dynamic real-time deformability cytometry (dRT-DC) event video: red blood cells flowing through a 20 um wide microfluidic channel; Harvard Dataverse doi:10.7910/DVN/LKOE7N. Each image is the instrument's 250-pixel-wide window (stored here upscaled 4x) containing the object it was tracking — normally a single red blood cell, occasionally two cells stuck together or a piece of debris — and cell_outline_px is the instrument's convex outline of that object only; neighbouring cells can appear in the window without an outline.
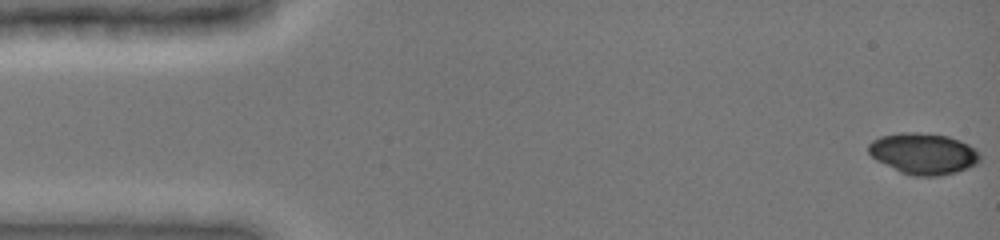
{"species": "common noctule bat (a hibernating species)", "species_latin": "Nyctalus noctula", "temperature_condition": "cold", "stored_images_in_passage": 48, "camera_frame_rate_fps": 3000, "um_per_image_px": 0.085, "animal": {"sex": "female", "body_mass_g": 19.0, "forearm_length_mm": 51.5}, "frame": {"image": 1, "passage_image": 1, "time_ms": 0.0, "image_size_px": [1000, 240], "cell_outline_px": [[980, 160], [976, 164], [968, 168], [956, 172], [940, 176], [912, 176], [900, 172], [876, 160], [868, 152], [868, 144], [872, 140], [880, 136], [900, 132], [916, 132], [948, 136], [960, 140], [976, 148], [980, 152]], "centroid_in_image_um": [78.49, 13.06], "position_along_channel_um": 6.5, "area_um2": 26.99}}
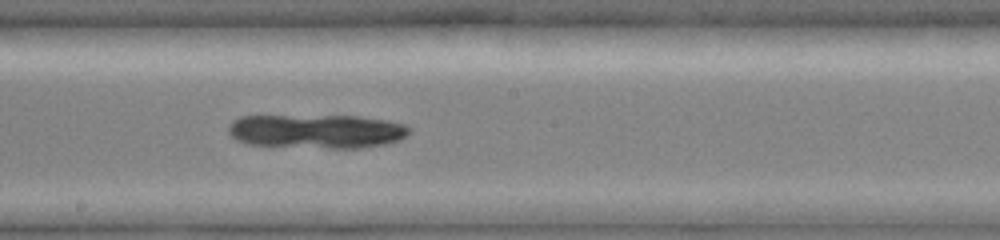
{"frame": {"image": 2, "passage_image": 27, "time_ms": 8.667, "image_size_px": [1000, 240], "cell_outline_px": [[412, 132], [400, 140], [384, 144], [360, 148], [328, 148], [248, 144], [236, 140], [228, 132], [228, 124], [232, 120], [240, 116], [360, 116], [388, 120], [404, 124], [412, 128]], "centroid_in_image_um": [26.95, 11.15], "position_along_channel_um": 221.3, "area_um2": 36.13}}
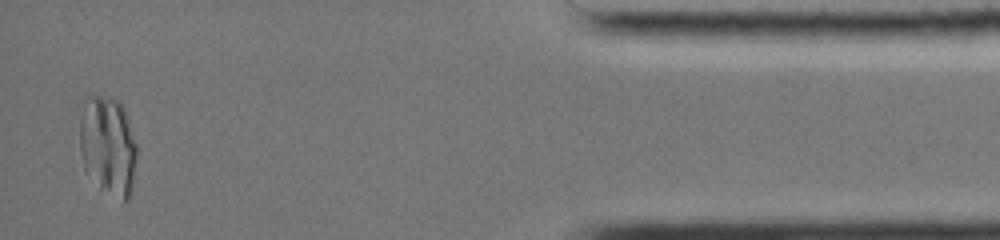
{"frame": {"image": 3, "passage_image": 47, "time_ms": 15.333, "image_size_px": [1000, 240], "cell_outline_px": [[140, 148], [132, 192], [128, 200], [124, 204], [100, 188], [84, 168], [80, 152], [76, 108], [76, 104], [88, 92], [92, 92], [120, 100], [124, 108]], "centroid_in_image_um": [9.15, 12.28], "position_along_channel_um": 426.0, "area_um2": 35.89}}